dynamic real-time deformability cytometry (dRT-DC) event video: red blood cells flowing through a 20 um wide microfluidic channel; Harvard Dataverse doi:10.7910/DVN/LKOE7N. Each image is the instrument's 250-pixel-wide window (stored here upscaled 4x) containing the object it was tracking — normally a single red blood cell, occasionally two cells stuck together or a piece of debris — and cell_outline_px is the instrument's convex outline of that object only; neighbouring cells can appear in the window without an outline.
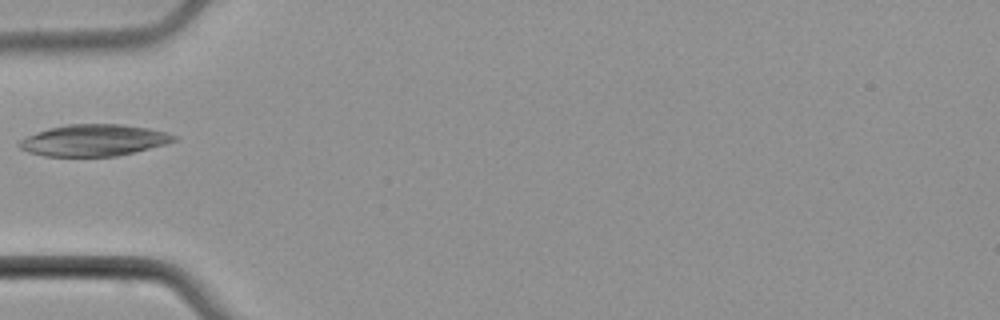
{"species": "common noctule bat (a hibernating species)", "species_latin": "Nyctalus noctula", "temperature_condition": "cold", "stored_images_in_passage": 5, "camera_frame_rate_fps": 3000, "um_per_image_px": 0.085, "animal": {"sex": "male", "body_mass_g": 21.5, "forearm_length_mm": 52.0}, "frame": {"image": 1, "passage_image": 4, "time_ms": 4.667, "image_size_px": [1000, 320], "cell_outline_px": [[176, 140], [164, 144], [116, 156], [44, 156], [28, 152], [20, 148], [16, 144], [24, 136], [48, 128], [68, 124], [124, 124], [148, 128], [168, 132], [176, 136]], "centroid_in_image_um": [7.92, 11.91], "position_along_channel_um": 77.1, "area_um2": 28.44}}
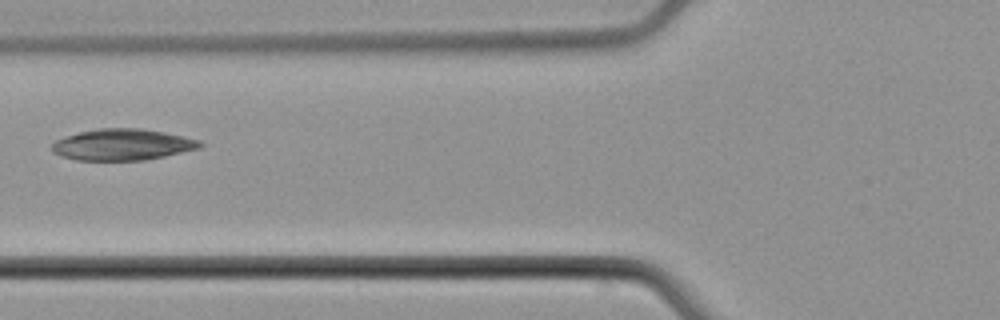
{"frame": {"image": 2, "passage_image": 5, "time_ms": 5.667, "image_size_px": [1000, 320], "cell_outline_px": [[204, 144], [200, 148], [164, 156], [144, 160], [76, 160], [60, 156], [52, 152], [52, 144], [56, 140], [80, 132], [96, 128], [140, 128], [164, 132], [184, 136], [200, 140]], "centroid_in_image_um": [10.42, 12.29], "position_along_channel_um": 115.4, "area_um2": 26.99}}